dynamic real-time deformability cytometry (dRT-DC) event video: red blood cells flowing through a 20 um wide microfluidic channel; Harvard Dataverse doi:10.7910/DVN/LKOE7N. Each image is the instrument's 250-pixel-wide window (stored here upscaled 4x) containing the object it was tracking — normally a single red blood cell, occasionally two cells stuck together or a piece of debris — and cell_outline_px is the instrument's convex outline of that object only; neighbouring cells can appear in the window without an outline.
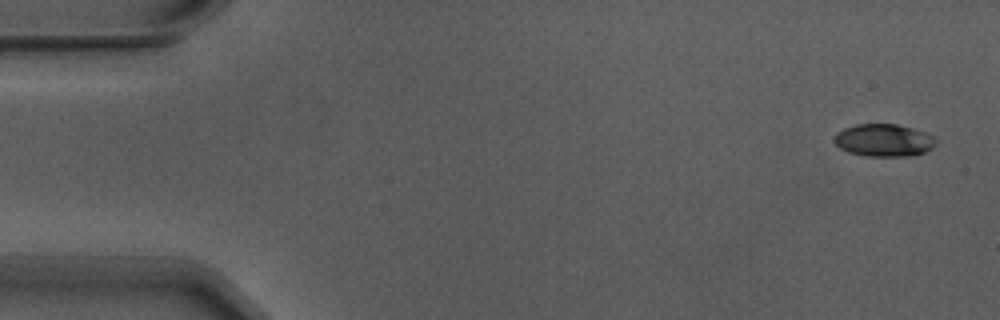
{"species": "Egyptian fruit bat (a non-hibernating species)", "species_latin": "Rousettus aegyptiacus", "temperature_condition": "warm", "stored_images_in_passage": 3, "camera_frame_rate_fps": 3000, "um_per_image_px": 0.085, "animal": {"sex": "male"}, "frame": {"image": 1, "passage_image": 1, "time_ms": 0.0, "image_size_px": [1000, 320], "cell_outline_px": [[936, 144], [932, 148], [916, 156], [868, 156], [848, 152], [840, 148], [832, 140], [836, 132], [844, 128], [856, 124], [896, 124], [912, 128], [936, 136]], "centroid_in_image_um": [75.13, 11.92], "position_along_channel_um": 9.9, "area_um2": 19.48}}